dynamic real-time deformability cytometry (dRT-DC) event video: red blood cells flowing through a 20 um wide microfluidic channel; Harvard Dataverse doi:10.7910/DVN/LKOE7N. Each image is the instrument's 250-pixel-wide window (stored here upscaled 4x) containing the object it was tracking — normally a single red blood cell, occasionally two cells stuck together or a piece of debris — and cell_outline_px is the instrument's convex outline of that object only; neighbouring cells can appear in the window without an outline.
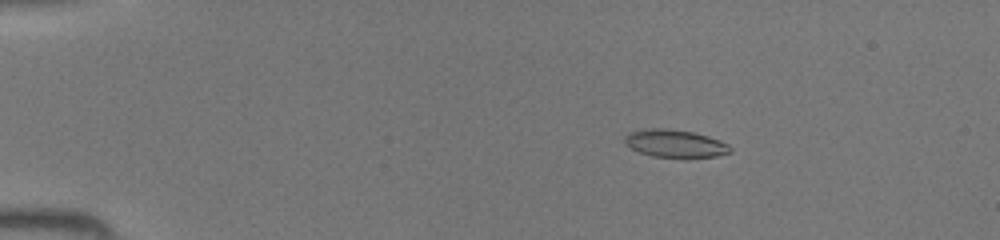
{"species": "common noctule bat (a hibernating species)", "species_latin": "Nyctalus noctula", "temperature_condition": "room temperature", "stored_images_in_passage": 48, "camera_frame_rate_fps": 3000, "um_per_image_px": 0.085, "animal": {"sex": "female", "body_mass_g": 19.5, "forearm_length_mm": 54.1}, "frame": {"image": 1, "passage_image": 9, "time_ms": 2.667, "image_size_px": [1000, 240], "cell_outline_px": [[732, 152], [716, 156], [652, 156], [640, 152], [624, 144], [624, 136], [628, 132], [644, 128], [668, 128], [692, 132], [708, 136], [720, 140], [728, 144], [732, 148]], "centroid_in_image_um": [57.35, 12.16], "position_along_channel_um": 27.7, "area_um2": 16.88}}
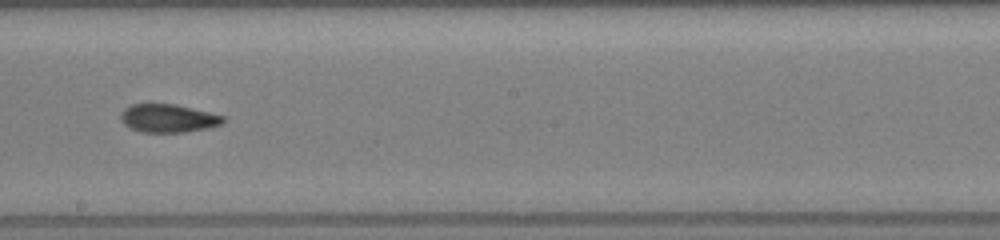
{"frame": {"image": 2, "passage_image": 28, "time_ms": 9.0, "image_size_px": [1000, 240], "cell_outline_px": [[228, 120], [220, 124], [208, 128], [184, 132], [140, 132], [124, 124], [120, 120], [120, 112], [124, 108], [132, 104], [176, 104], [224, 116]], "centroid_in_image_um": [14.28, 10.05], "position_along_channel_um": 233.9, "area_um2": 16.88}}
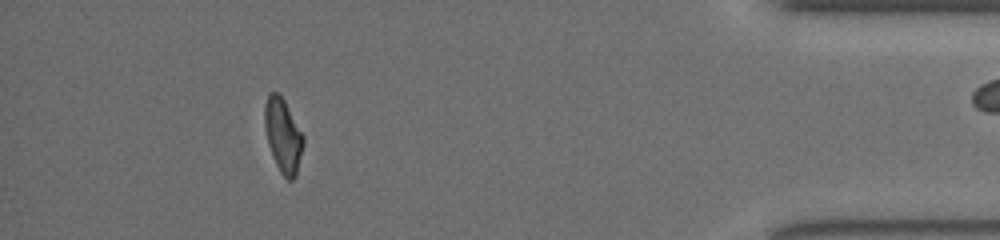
{"frame": {"image": 3, "passage_image": 43, "time_ms": 14.0, "image_size_px": [1000, 240], "cell_outline_px": [[304, 144], [296, 176], [292, 180], [288, 180], [280, 172], [272, 156], [268, 144], [264, 128], [264, 104], [268, 92], [276, 92], [284, 100], [304, 136]], "centroid_in_image_um": [24.04, 11.51], "position_along_channel_um": 411.2, "area_um2": 16.76}}